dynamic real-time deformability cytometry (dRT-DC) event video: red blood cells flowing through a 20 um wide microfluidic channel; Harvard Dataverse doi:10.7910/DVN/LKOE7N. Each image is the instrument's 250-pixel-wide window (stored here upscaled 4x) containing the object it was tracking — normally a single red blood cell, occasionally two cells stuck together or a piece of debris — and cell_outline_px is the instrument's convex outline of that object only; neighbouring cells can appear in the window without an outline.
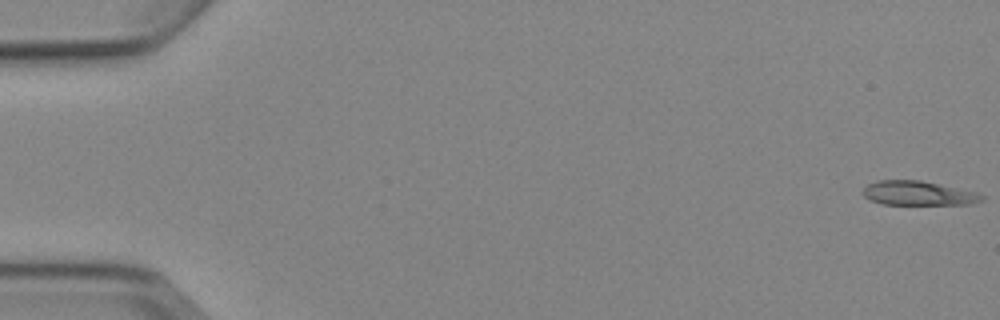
{"species": "Egyptian fruit bat (a non-hibernating species)", "species_latin": "Rousettus aegyptiacus", "temperature_condition": "cold", "stored_images_in_passage": 4, "camera_frame_rate_fps": 3000, "um_per_image_px": 0.085, "animal": {"sex": "female"}, "frame": {"image": 1, "passage_image": 1, "time_ms": 0.0, "image_size_px": [1000, 320], "cell_outline_px": [[984, 200], [972, 204], [884, 204], [868, 200], [860, 192], [868, 184], [876, 180], [920, 180], [976, 192], [984, 196]], "centroid_in_image_um": [78.01, 16.42], "position_along_channel_um": 7.0, "area_um2": 16.82}}